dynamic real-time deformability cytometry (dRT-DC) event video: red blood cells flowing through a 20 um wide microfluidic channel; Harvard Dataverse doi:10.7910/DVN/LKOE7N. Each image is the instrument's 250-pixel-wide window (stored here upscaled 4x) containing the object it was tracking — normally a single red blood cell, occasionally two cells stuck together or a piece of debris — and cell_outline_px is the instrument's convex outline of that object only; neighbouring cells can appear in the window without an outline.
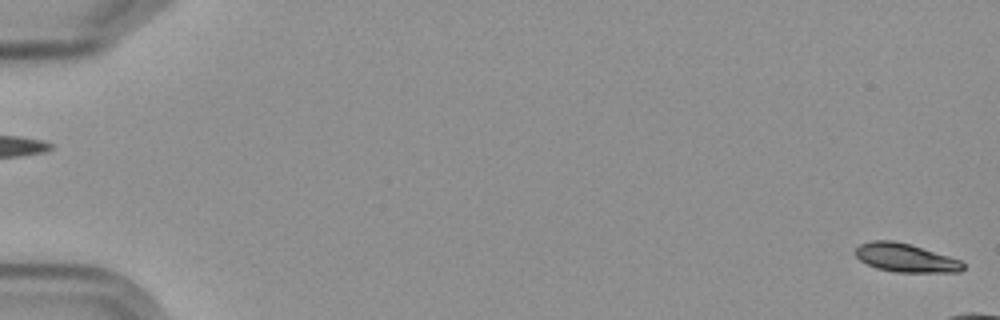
{"species": "Egyptian fruit bat (a non-hibernating species)", "species_latin": "Rousettus aegyptiacus", "temperature_condition": "cold", "stored_images_in_passage": 4, "camera_frame_rate_fps": 3000, "um_per_image_px": 0.085, "frame": {"image": 1, "passage_image": 1, "time_ms": 0.0, "image_size_px": [1000, 320], "cell_outline_px": [[964, 268], [960, 272], [896, 272], [876, 268], [860, 260], [856, 256], [856, 248], [860, 244], [872, 240], [892, 240], [908, 244], [948, 256], [960, 260], [964, 264]], "centroid_in_image_um": [76.96, 21.92], "position_along_channel_um": 8.0, "area_um2": 17.63}}